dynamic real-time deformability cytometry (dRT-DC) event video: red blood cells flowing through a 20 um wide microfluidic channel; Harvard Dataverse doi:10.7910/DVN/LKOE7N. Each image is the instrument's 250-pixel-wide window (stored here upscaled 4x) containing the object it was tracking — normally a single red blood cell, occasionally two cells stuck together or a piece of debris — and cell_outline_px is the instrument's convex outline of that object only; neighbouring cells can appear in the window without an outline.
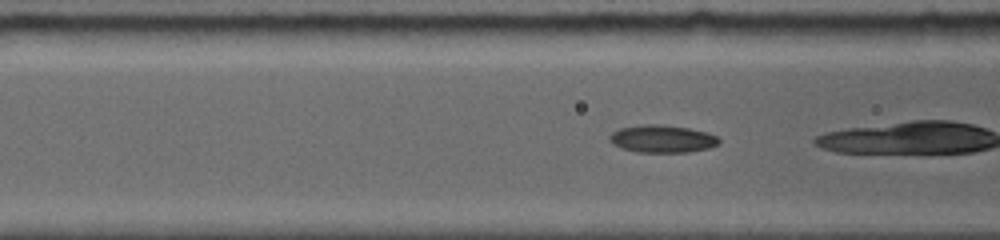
{"species": "common noctule bat (a hibernating species)", "species_latin": "Nyctalus noctula", "temperature_condition": "room temperature", "stored_images_in_passage": 40, "camera_frame_rate_fps": 5000, "um_per_image_px": 0.085, "animal": {"sex": "female", "body_mass_g": 19.0, "forearm_length_mm": 56.7}, "frame": {"image": 1, "passage_image": 6, "time_ms": 1.0, "image_size_px": [1000, 240], "cell_outline_px": [[720, 144], [708, 148], [688, 152], [636, 152], [620, 148], [612, 144], [608, 140], [608, 136], [612, 132], [620, 128], [644, 124], [660, 124], [688, 128], [708, 132], [716, 136], [720, 140]], "centroid_in_image_um": [56.26, 11.8], "position_along_channel_um": 110.3, "area_um2": 17.74}}